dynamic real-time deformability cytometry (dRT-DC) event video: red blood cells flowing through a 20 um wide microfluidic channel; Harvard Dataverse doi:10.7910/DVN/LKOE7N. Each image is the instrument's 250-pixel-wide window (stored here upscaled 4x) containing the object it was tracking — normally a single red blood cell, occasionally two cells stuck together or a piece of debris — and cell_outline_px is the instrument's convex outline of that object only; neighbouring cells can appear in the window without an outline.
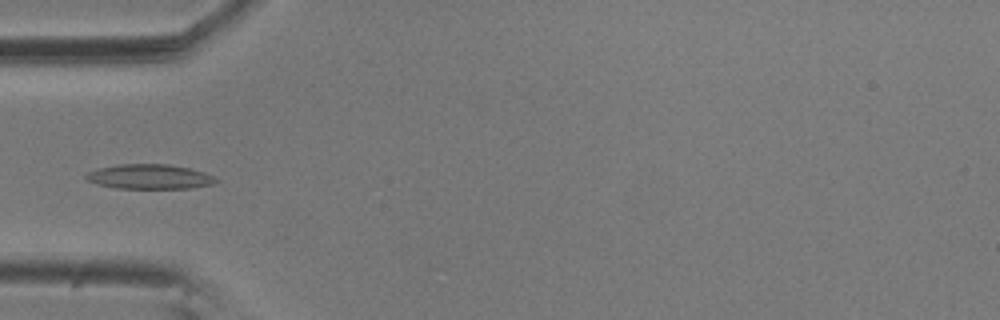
{"species": "common noctule bat (a hibernating species)", "species_latin": "Nyctalus noctula", "temperature_condition": "room temperature", "stored_images_in_passage": 9, "camera_frame_rate_fps": 3000, "um_per_image_px": 0.085, "animal": {"sex": "male", "body_mass_g": 20.5, "forearm_length_mm": 52.5}, "frame": {"image": 1, "passage_image": 4, "time_ms": 1.0, "image_size_px": [1000, 320], "cell_outline_px": [[220, 180], [212, 184], [192, 188], [116, 188], [96, 184], [88, 180], [84, 176], [88, 172], [100, 168], [120, 164], [168, 164], [188, 168], [204, 172]], "centroid_in_image_um": [12.71, 15.02], "position_along_channel_um": 72.3, "area_um2": 18.55}}
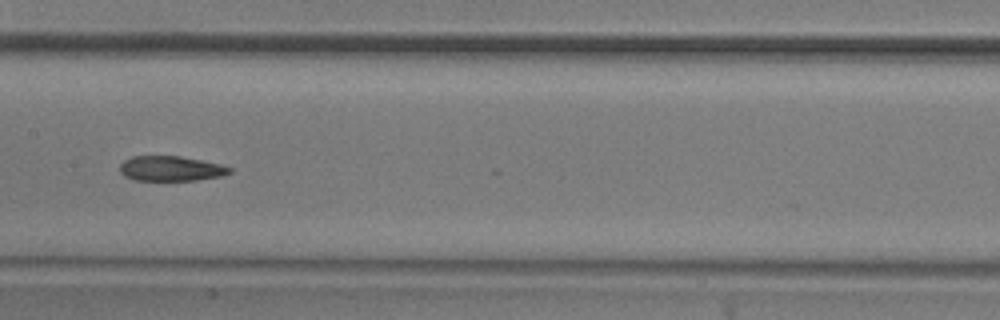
{"frame": {"image": 2, "passage_image": 7, "time_ms": 2.0, "image_size_px": [1000, 320], "cell_outline_px": [[232, 172], [220, 176], [196, 180], [136, 180], [124, 176], [120, 172], [120, 164], [124, 160], [132, 156], [180, 156], [220, 164], [232, 168]], "centroid_in_image_um": [14.5, 14.32], "position_along_channel_um": 192.9, "area_um2": 15.9}}
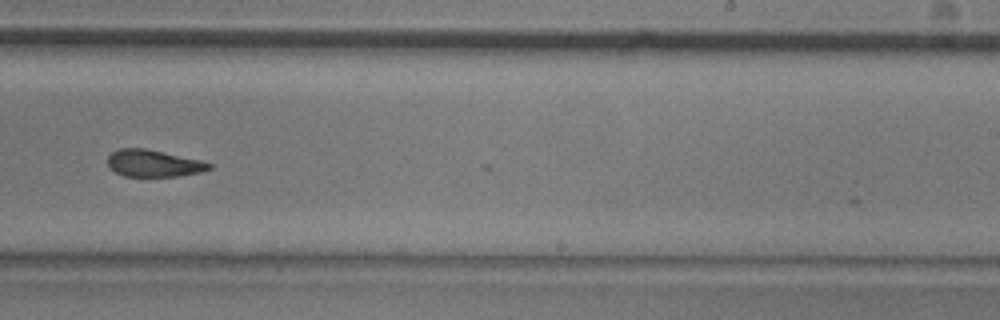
{"frame": {"image": 3, "passage_image": 9, "time_ms": 2.667, "image_size_px": [1000, 320], "cell_outline_px": [[212, 168], [200, 172], [176, 176], [124, 176], [116, 172], [108, 164], [108, 156], [112, 152], [120, 148], [144, 148], [200, 160], [212, 164]], "centroid_in_image_um": [13.05, 13.88], "position_along_channel_um": 276.0, "area_um2": 15.66}}